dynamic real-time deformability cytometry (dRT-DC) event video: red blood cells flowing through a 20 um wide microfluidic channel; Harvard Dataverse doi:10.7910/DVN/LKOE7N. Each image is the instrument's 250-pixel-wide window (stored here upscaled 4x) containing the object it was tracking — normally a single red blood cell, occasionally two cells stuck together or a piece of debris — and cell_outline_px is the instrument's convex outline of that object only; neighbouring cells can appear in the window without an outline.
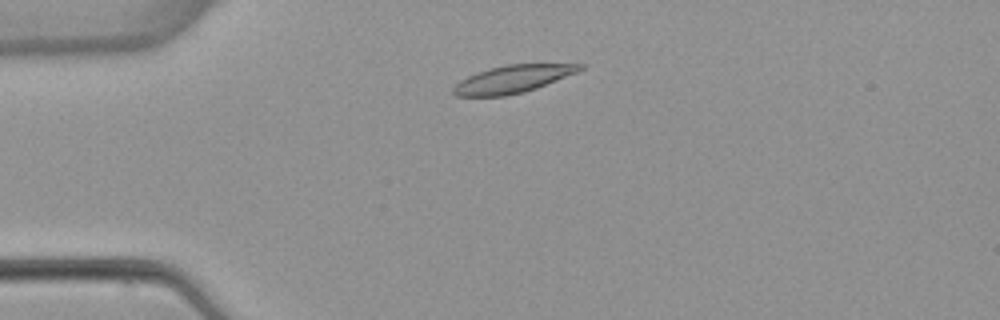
{"species": "common noctule bat (a hibernating species)", "species_latin": "Nyctalus noctula", "temperature_condition": "warm", "stored_images_in_passage": 2, "camera_frame_rate_fps": 3000, "um_per_image_px": 0.085, "animal": {"sex": "female", "body_mass_g": 22.7, "forearm_length_mm": 54.2}, "frame": {"image": 1, "passage_image": 2, "time_ms": 1.333, "image_size_px": [1000, 320], "cell_outline_px": [[584, 68], [576, 72], [536, 88], [524, 92], [504, 96], [456, 96], [452, 92], [452, 88], [460, 80], [476, 72], [508, 64], [584, 64]], "centroid_in_image_um": [43.54, 6.73], "position_along_channel_um": 41.5, "area_um2": 20.06}}